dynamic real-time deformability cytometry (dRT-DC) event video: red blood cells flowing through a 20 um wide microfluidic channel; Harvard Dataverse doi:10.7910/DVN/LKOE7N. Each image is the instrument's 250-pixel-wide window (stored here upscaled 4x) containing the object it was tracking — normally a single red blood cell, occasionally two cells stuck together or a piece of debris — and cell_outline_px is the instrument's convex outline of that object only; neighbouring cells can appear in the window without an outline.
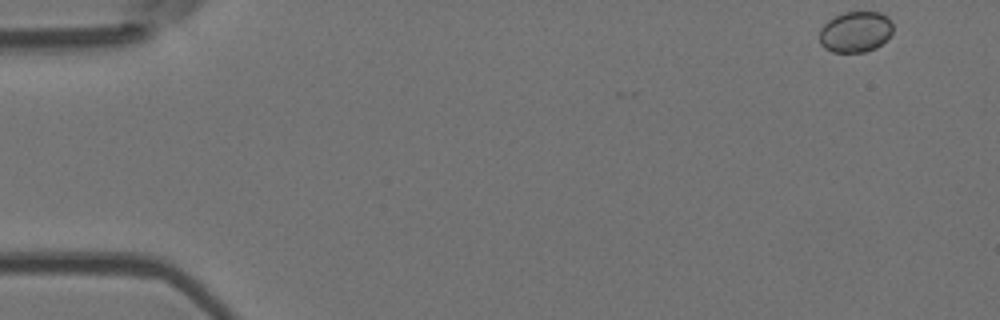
{"species": "Egyptian fruit bat (a non-hibernating species)", "species_latin": "Rousettus aegyptiacus", "temperature_condition": "room temperature", "stored_images_in_passage": 48, "camera_frame_rate_fps": 3000, "um_per_image_px": 0.085, "animal": {"sex": "female"}, "frame": {"image": 1, "passage_image": 1, "time_ms": 0.0, "image_size_px": [1000, 320], "cell_outline_px": [[892, 32], [876, 48], [864, 52], [832, 52], [824, 48], [820, 44], [820, 28], [828, 20], [844, 12], [880, 12], [888, 16], [892, 24]], "centroid_in_image_um": [72.7, 2.7], "position_along_channel_um": 12.3, "area_um2": 17.46}}
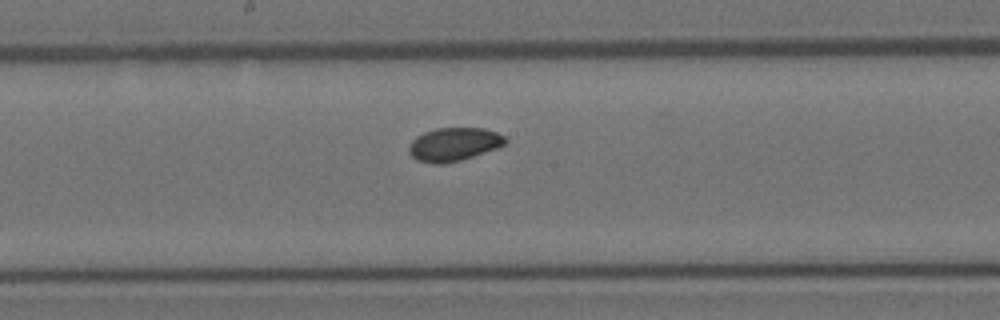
{"frame": {"image": 2, "passage_image": 27, "time_ms": 8.667, "image_size_px": [1000, 320], "cell_outline_px": [[508, 140], [504, 144], [496, 148], [460, 160], [444, 164], [432, 164], [416, 160], [408, 152], [408, 148], [412, 140], [416, 136], [424, 132], [436, 128], [484, 128], [496, 132], [504, 136]], "centroid_in_image_um": [38.54, 12.27], "position_along_channel_um": 209.7, "area_um2": 18.73}}
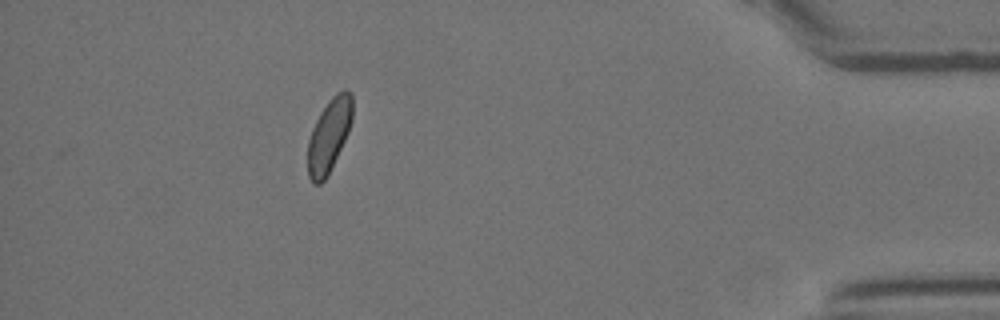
{"frame": {"image": 3, "passage_image": 47, "time_ms": 15.333, "image_size_px": [1000, 320], "cell_outline_px": [[352, 120], [348, 132], [328, 176], [320, 184], [312, 184], [308, 176], [308, 140], [312, 128], [320, 112], [328, 100], [336, 92], [344, 88], [348, 88], [352, 92]], "centroid_in_image_um": [27.97, 11.48], "position_along_channel_um": 407.2, "area_um2": 19.31}}